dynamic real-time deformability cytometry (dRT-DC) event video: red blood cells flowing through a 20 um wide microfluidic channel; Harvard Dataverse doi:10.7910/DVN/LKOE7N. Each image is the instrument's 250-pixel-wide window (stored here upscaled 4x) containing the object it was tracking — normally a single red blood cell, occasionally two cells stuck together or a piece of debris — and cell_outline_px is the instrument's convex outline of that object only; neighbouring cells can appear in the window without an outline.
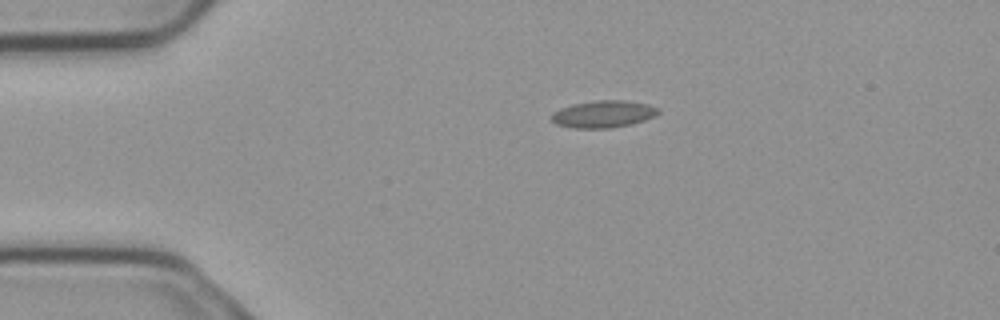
{"species": "common noctule bat (a hibernating species)", "species_latin": "Nyctalus noctula", "temperature_condition": "cold", "stored_images_in_passage": 3, "camera_frame_rate_fps": 3000, "um_per_image_px": 0.085, "animal": {"sex": "male", "body_mass_g": 23.1, "forearm_length_mm": 52.7}, "frame": {"image": 1, "passage_image": 1, "time_ms": 0.0, "image_size_px": [1000, 320], "cell_outline_px": [[660, 112], [656, 116], [632, 124], [612, 128], [572, 128], [556, 124], [552, 120], [552, 112], [560, 108], [572, 104], [596, 100], [624, 100], [648, 104], [660, 108]], "centroid_in_image_um": [51.31, 9.69], "position_along_channel_um": 33.7, "area_um2": 17.05}}
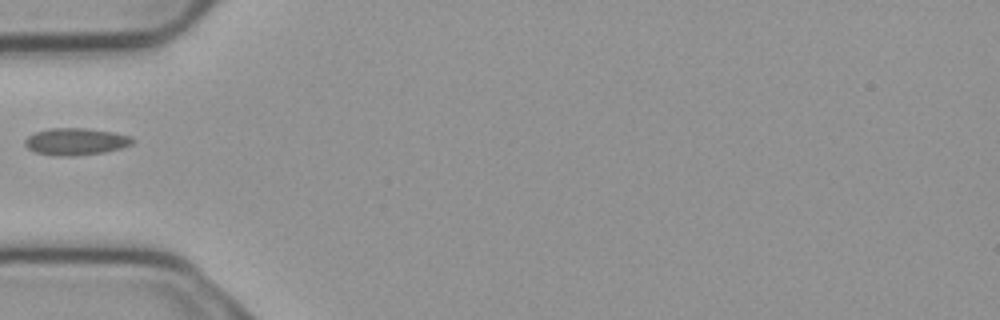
{"frame": {"image": 2, "passage_image": 3, "time_ms": 0.667, "image_size_px": [1000, 320], "cell_outline_px": [[136, 140], [132, 144], [120, 148], [104, 152], [72, 156], [64, 156], [36, 152], [28, 148], [24, 144], [24, 140], [28, 136], [36, 132], [52, 128], [84, 128], [112, 132], [132, 136]], "centroid_in_image_um": [6.47, 12.02], "position_along_channel_um": 78.5, "area_um2": 16.76}}